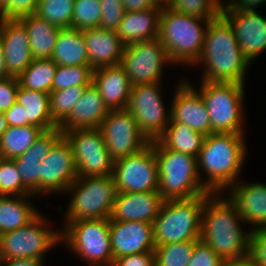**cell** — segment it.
I'll return each instance as SVG.
<instances>
[{
  "mask_svg": "<svg viewBox=\"0 0 266 266\" xmlns=\"http://www.w3.org/2000/svg\"><path fill=\"white\" fill-rule=\"evenodd\" d=\"M205 137L183 123H169L158 140L168 149L197 157Z\"/></svg>",
  "mask_w": 266,
  "mask_h": 266,
  "instance_id": "32",
  "label": "cell"
},
{
  "mask_svg": "<svg viewBox=\"0 0 266 266\" xmlns=\"http://www.w3.org/2000/svg\"><path fill=\"white\" fill-rule=\"evenodd\" d=\"M78 177L74 156L67 138L62 134L40 163V197L65 194Z\"/></svg>",
  "mask_w": 266,
  "mask_h": 266,
  "instance_id": "16",
  "label": "cell"
},
{
  "mask_svg": "<svg viewBox=\"0 0 266 266\" xmlns=\"http://www.w3.org/2000/svg\"><path fill=\"white\" fill-rule=\"evenodd\" d=\"M197 65L204 67L201 81L246 83L251 65L243 56L232 26L222 15L209 22L202 53L193 66Z\"/></svg>",
  "mask_w": 266,
  "mask_h": 266,
  "instance_id": "2",
  "label": "cell"
},
{
  "mask_svg": "<svg viewBox=\"0 0 266 266\" xmlns=\"http://www.w3.org/2000/svg\"><path fill=\"white\" fill-rule=\"evenodd\" d=\"M34 195H0V235L26 226L41 211L33 206Z\"/></svg>",
  "mask_w": 266,
  "mask_h": 266,
  "instance_id": "29",
  "label": "cell"
},
{
  "mask_svg": "<svg viewBox=\"0 0 266 266\" xmlns=\"http://www.w3.org/2000/svg\"><path fill=\"white\" fill-rule=\"evenodd\" d=\"M8 129L7 120L4 112H0V137Z\"/></svg>",
  "mask_w": 266,
  "mask_h": 266,
  "instance_id": "54",
  "label": "cell"
},
{
  "mask_svg": "<svg viewBox=\"0 0 266 266\" xmlns=\"http://www.w3.org/2000/svg\"><path fill=\"white\" fill-rule=\"evenodd\" d=\"M63 134L56 127L43 131L31 147L19 157L13 158L23 185L32 193L40 197V163L49 154L54 142Z\"/></svg>",
  "mask_w": 266,
  "mask_h": 266,
  "instance_id": "23",
  "label": "cell"
},
{
  "mask_svg": "<svg viewBox=\"0 0 266 266\" xmlns=\"http://www.w3.org/2000/svg\"><path fill=\"white\" fill-rule=\"evenodd\" d=\"M99 129L114 161L136 154L150 144L127 109L110 110Z\"/></svg>",
  "mask_w": 266,
  "mask_h": 266,
  "instance_id": "15",
  "label": "cell"
},
{
  "mask_svg": "<svg viewBox=\"0 0 266 266\" xmlns=\"http://www.w3.org/2000/svg\"><path fill=\"white\" fill-rule=\"evenodd\" d=\"M65 193L71 199L63 221L75 222L110 218L117 190L112 175L87 176L77 177Z\"/></svg>",
  "mask_w": 266,
  "mask_h": 266,
  "instance_id": "7",
  "label": "cell"
},
{
  "mask_svg": "<svg viewBox=\"0 0 266 266\" xmlns=\"http://www.w3.org/2000/svg\"><path fill=\"white\" fill-rule=\"evenodd\" d=\"M197 241H181L156 246L155 266H188Z\"/></svg>",
  "mask_w": 266,
  "mask_h": 266,
  "instance_id": "36",
  "label": "cell"
},
{
  "mask_svg": "<svg viewBox=\"0 0 266 266\" xmlns=\"http://www.w3.org/2000/svg\"><path fill=\"white\" fill-rule=\"evenodd\" d=\"M87 86L69 87L52 91L49 94L50 114L53 122L59 126L72 112Z\"/></svg>",
  "mask_w": 266,
  "mask_h": 266,
  "instance_id": "35",
  "label": "cell"
},
{
  "mask_svg": "<svg viewBox=\"0 0 266 266\" xmlns=\"http://www.w3.org/2000/svg\"><path fill=\"white\" fill-rule=\"evenodd\" d=\"M92 83L109 110L127 108L132 84L120 64L95 69Z\"/></svg>",
  "mask_w": 266,
  "mask_h": 266,
  "instance_id": "25",
  "label": "cell"
},
{
  "mask_svg": "<svg viewBox=\"0 0 266 266\" xmlns=\"http://www.w3.org/2000/svg\"><path fill=\"white\" fill-rule=\"evenodd\" d=\"M221 266H251L248 258L236 261H224Z\"/></svg>",
  "mask_w": 266,
  "mask_h": 266,
  "instance_id": "53",
  "label": "cell"
},
{
  "mask_svg": "<svg viewBox=\"0 0 266 266\" xmlns=\"http://www.w3.org/2000/svg\"><path fill=\"white\" fill-rule=\"evenodd\" d=\"M248 259L251 266H266V229L250 231Z\"/></svg>",
  "mask_w": 266,
  "mask_h": 266,
  "instance_id": "43",
  "label": "cell"
},
{
  "mask_svg": "<svg viewBox=\"0 0 266 266\" xmlns=\"http://www.w3.org/2000/svg\"><path fill=\"white\" fill-rule=\"evenodd\" d=\"M100 3L101 21L99 27L115 31L126 12L121 0H100Z\"/></svg>",
  "mask_w": 266,
  "mask_h": 266,
  "instance_id": "42",
  "label": "cell"
},
{
  "mask_svg": "<svg viewBox=\"0 0 266 266\" xmlns=\"http://www.w3.org/2000/svg\"><path fill=\"white\" fill-rule=\"evenodd\" d=\"M89 65L95 70L121 63L125 44L114 30L95 27L83 30Z\"/></svg>",
  "mask_w": 266,
  "mask_h": 266,
  "instance_id": "24",
  "label": "cell"
},
{
  "mask_svg": "<svg viewBox=\"0 0 266 266\" xmlns=\"http://www.w3.org/2000/svg\"><path fill=\"white\" fill-rule=\"evenodd\" d=\"M204 195L191 199L165 200L153 223L156 246L199 240Z\"/></svg>",
  "mask_w": 266,
  "mask_h": 266,
  "instance_id": "8",
  "label": "cell"
},
{
  "mask_svg": "<svg viewBox=\"0 0 266 266\" xmlns=\"http://www.w3.org/2000/svg\"><path fill=\"white\" fill-rule=\"evenodd\" d=\"M112 266H155L154 251L115 258Z\"/></svg>",
  "mask_w": 266,
  "mask_h": 266,
  "instance_id": "47",
  "label": "cell"
},
{
  "mask_svg": "<svg viewBox=\"0 0 266 266\" xmlns=\"http://www.w3.org/2000/svg\"><path fill=\"white\" fill-rule=\"evenodd\" d=\"M175 88L170 102V123H183L205 136L212 134L208 110L195 85L183 76Z\"/></svg>",
  "mask_w": 266,
  "mask_h": 266,
  "instance_id": "18",
  "label": "cell"
},
{
  "mask_svg": "<svg viewBox=\"0 0 266 266\" xmlns=\"http://www.w3.org/2000/svg\"><path fill=\"white\" fill-rule=\"evenodd\" d=\"M25 107L15 102L8 110L4 112L8 126H26L31 125L26 119Z\"/></svg>",
  "mask_w": 266,
  "mask_h": 266,
  "instance_id": "48",
  "label": "cell"
},
{
  "mask_svg": "<svg viewBox=\"0 0 266 266\" xmlns=\"http://www.w3.org/2000/svg\"><path fill=\"white\" fill-rule=\"evenodd\" d=\"M162 5L143 11H126L119 27L117 37L126 45L157 39Z\"/></svg>",
  "mask_w": 266,
  "mask_h": 266,
  "instance_id": "27",
  "label": "cell"
},
{
  "mask_svg": "<svg viewBox=\"0 0 266 266\" xmlns=\"http://www.w3.org/2000/svg\"><path fill=\"white\" fill-rule=\"evenodd\" d=\"M224 0H171L166 6L184 15L213 20L222 13Z\"/></svg>",
  "mask_w": 266,
  "mask_h": 266,
  "instance_id": "38",
  "label": "cell"
},
{
  "mask_svg": "<svg viewBox=\"0 0 266 266\" xmlns=\"http://www.w3.org/2000/svg\"><path fill=\"white\" fill-rule=\"evenodd\" d=\"M94 69L91 66L57 65L52 91L62 90L71 86H88L92 84Z\"/></svg>",
  "mask_w": 266,
  "mask_h": 266,
  "instance_id": "39",
  "label": "cell"
},
{
  "mask_svg": "<svg viewBox=\"0 0 266 266\" xmlns=\"http://www.w3.org/2000/svg\"><path fill=\"white\" fill-rule=\"evenodd\" d=\"M11 77L7 70L3 48H2V36L0 32V80Z\"/></svg>",
  "mask_w": 266,
  "mask_h": 266,
  "instance_id": "52",
  "label": "cell"
},
{
  "mask_svg": "<svg viewBox=\"0 0 266 266\" xmlns=\"http://www.w3.org/2000/svg\"><path fill=\"white\" fill-rule=\"evenodd\" d=\"M19 85L18 77L0 80V112H5L15 104Z\"/></svg>",
  "mask_w": 266,
  "mask_h": 266,
  "instance_id": "46",
  "label": "cell"
},
{
  "mask_svg": "<svg viewBox=\"0 0 266 266\" xmlns=\"http://www.w3.org/2000/svg\"><path fill=\"white\" fill-rule=\"evenodd\" d=\"M224 261L199 239L194 247L188 266H221Z\"/></svg>",
  "mask_w": 266,
  "mask_h": 266,
  "instance_id": "44",
  "label": "cell"
},
{
  "mask_svg": "<svg viewBox=\"0 0 266 266\" xmlns=\"http://www.w3.org/2000/svg\"><path fill=\"white\" fill-rule=\"evenodd\" d=\"M126 11L137 12L155 8L159 3L157 0H121Z\"/></svg>",
  "mask_w": 266,
  "mask_h": 266,
  "instance_id": "50",
  "label": "cell"
},
{
  "mask_svg": "<svg viewBox=\"0 0 266 266\" xmlns=\"http://www.w3.org/2000/svg\"><path fill=\"white\" fill-rule=\"evenodd\" d=\"M74 0H39L35 11L39 17L60 28H71Z\"/></svg>",
  "mask_w": 266,
  "mask_h": 266,
  "instance_id": "37",
  "label": "cell"
},
{
  "mask_svg": "<svg viewBox=\"0 0 266 266\" xmlns=\"http://www.w3.org/2000/svg\"><path fill=\"white\" fill-rule=\"evenodd\" d=\"M8 5V0H0V12Z\"/></svg>",
  "mask_w": 266,
  "mask_h": 266,
  "instance_id": "55",
  "label": "cell"
},
{
  "mask_svg": "<svg viewBox=\"0 0 266 266\" xmlns=\"http://www.w3.org/2000/svg\"><path fill=\"white\" fill-rule=\"evenodd\" d=\"M246 141L245 133H213L205 137L197 167L210 193H224L239 180L248 153Z\"/></svg>",
  "mask_w": 266,
  "mask_h": 266,
  "instance_id": "3",
  "label": "cell"
},
{
  "mask_svg": "<svg viewBox=\"0 0 266 266\" xmlns=\"http://www.w3.org/2000/svg\"><path fill=\"white\" fill-rule=\"evenodd\" d=\"M39 0H8V5L0 12L2 18H19L35 13Z\"/></svg>",
  "mask_w": 266,
  "mask_h": 266,
  "instance_id": "45",
  "label": "cell"
},
{
  "mask_svg": "<svg viewBox=\"0 0 266 266\" xmlns=\"http://www.w3.org/2000/svg\"><path fill=\"white\" fill-rule=\"evenodd\" d=\"M1 266H45L43 260L33 258H12L1 260Z\"/></svg>",
  "mask_w": 266,
  "mask_h": 266,
  "instance_id": "51",
  "label": "cell"
},
{
  "mask_svg": "<svg viewBox=\"0 0 266 266\" xmlns=\"http://www.w3.org/2000/svg\"><path fill=\"white\" fill-rule=\"evenodd\" d=\"M162 83L132 86L126 108L133 114L140 131L150 142L164 133L171 120L170 108H165L162 96Z\"/></svg>",
  "mask_w": 266,
  "mask_h": 266,
  "instance_id": "11",
  "label": "cell"
},
{
  "mask_svg": "<svg viewBox=\"0 0 266 266\" xmlns=\"http://www.w3.org/2000/svg\"><path fill=\"white\" fill-rule=\"evenodd\" d=\"M19 19L25 24L33 59H51L60 28L35 13Z\"/></svg>",
  "mask_w": 266,
  "mask_h": 266,
  "instance_id": "28",
  "label": "cell"
},
{
  "mask_svg": "<svg viewBox=\"0 0 266 266\" xmlns=\"http://www.w3.org/2000/svg\"><path fill=\"white\" fill-rule=\"evenodd\" d=\"M242 224L245 226L239 211L225 193L204 195L200 239L223 261L248 258L250 230L244 231Z\"/></svg>",
  "mask_w": 266,
  "mask_h": 266,
  "instance_id": "1",
  "label": "cell"
},
{
  "mask_svg": "<svg viewBox=\"0 0 266 266\" xmlns=\"http://www.w3.org/2000/svg\"><path fill=\"white\" fill-rule=\"evenodd\" d=\"M238 180L224 193L235 204L245 224L252 229H266V183Z\"/></svg>",
  "mask_w": 266,
  "mask_h": 266,
  "instance_id": "21",
  "label": "cell"
},
{
  "mask_svg": "<svg viewBox=\"0 0 266 266\" xmlns=\"http://www.w3.org/2000/svg\"><path fill=\"white\" fill-rule=\"evenodd\" d=\"M51 59L56 65L90 66L83 31L60 29Z\"/></svg>",
  "mask_w": 266,
  "mask_h": 266,
  "instance_id": "30",
  "label": "cell"
},
{
  "mask_svg": "<svg viewBox=\"0 0 266 266\" xmlns=\"http://www.w3.org/2000/svg\"><path fill=\"white\" fill-rule=\"evenodd\" d=\"M16 102L25 107L26 119L31 125L37 126L43 131L58 127L50 114L49 93L25 89L19 85Z\"/></svg>",
  "mask_w": 266,
  "mask_h": 266,
  "instance_id": "31",
  "label": "cell"
},
{
  "mask_svg": "<svg viewBox=\"0 0 266 266\" xmlns=\"http://www.w3.org/2000/svg\"><path fill=\"white\" fill-rule=\"evenodd\" d=\"M171 0H157V2L163 6L167 5Z\"/></svg>",
  "mask_w": 266,
  "mask_h": 266,
  "instance_id": "56",
  "label": "cell"
},
{
  "mask_svg": "<svg viewBox=\"0 0 266 266\" xmlns=\"http://www.w3.org/2000/svg\"><path fill=\"white\" fill-rule=\"evenodd\" d=\"M109 234L114 259L155 249L152 223L110 219Z\"/></svg>",
  "mask_w": 266,
  "mask_h": 266,
  "instance_id": "19",
  "label": "cell"
},
{
  "mask_svg": "<svg viewBox=\"0 0 266 266\" xmlns=\"http://www.w3.org/2000/svg\"><path fill=\"white\" fill-rule=\"evenodd\" d=\"M0 32L7 70L18 77L33 61L25 24L19 18L0 17Z\"/></svg>",
  "mask_w": 266,
  "mask_h": 266,
  "instance_id": "20",
  "label": "cell"
},
{
  "mask_svg": "<svg viewBox=\"0 0 266 266\" xmlns=\"http://www.w3.org/2000/svg\"><path fill=\"white\" fill-rule=\"evenodd\" d=\"M43 130L34 125L8 126L0 137V157L13 159L26 152Z\"/></svg>",
  "mask_w": 266,
  "mask_h": 266,
  "instance_id": "33",
  "label": "cell"
},
{
  "mask_svg": "<svg viewBox=\"0 0 266 266\" xmlns=\"http://www.w3.org/2000/svg\"><path fill=\"white\" fill-rule=\"evenodd\" d=\"M0 195H32V193L23 185L21 176L17 171L13 159L0 157Z\"/></svg>",
  "mask_w": 266,
  "mask_h": 266,
  "instance_id": "41",
  "label": "cell"
},
{
  "mask_svg": "<svg viewBox=\"0 0 266 266\" xmlns=\"http://www.w3.org/2000/svg\"><path fill=\"white\" fill-rule=\"evenodd\" d=\"M117 193L158 191L159 176L154 145L114 161L112 174Z\"/></svg>",
  "mask_w": 266,
  "mask_h": 266,
  "instance_id": "14",
  "label": "cell"
},
{
  "mask_svg": "<svg viewBox=\"0 0 266 266\" xmlns=\"http://www.w3.org/2000/svg\"><path fill=\"white\" fill-rule=\"evenodd\" d=\"M196 90L208 110L212 134L245 133V84L200 81Z\"/></svg>",
  "mask_w": 266,
  "mask_h": 266,
  "instance_id": "6",
  "label": "cell"
},
{
  "mask_svg": "<svg viewBox=\"0 0 266 266\" xmlns=\"http://www.w3.org/2000/svg\"><path fill=\"white\" fill-rule=\"evenodd\" d=\"M57 65L52 59H33L32 63L19 76L21 87L30 90L52 92V84Z\"/></svg>",
  "mask_w": 266,
  "mask_h": 266,
  "instance_id": "34",
  "label": "cell"
},
{
  "mask_svg": "<svg viewBox=\"0 0 266 266\" xmlns=\"http://www.w3.org/2000/svg\"><path fill=\"white\" fill-rule=\"evenodd\" d=\"M63 135L71 146L78 177L113 174L114 160L99 128L74 129Z\"/></svg>",
  "mask_w": 266,
  "mask_h": 266,
  "instance_id": "13",
  "label": "cell"
},
{
  "mask_svg": "<svg viewBox=\"0 0 266 266\" xmlns=\"http://www.w3.org/2000/svg\"><path fill=\"white\" fill-rule=\"evenodd\" d=\"M258 11L222 9L221 13L232 26L243 56L250 65L266 52V17Z\"/></svg>",
  "mask_w": 266,
  "mask_h": 266,
  "instance_id": "17",
  "label": "cell"
},
{
  "mask_svg": "<svg viewBox=\"0 0 266 266\" xmlns=\"http://www.w3.org/2000/svg\"><path fill=\"white\" fill-rule=\"evenodd\" d=\"M169 64L173 63L158 38L126 45L120 63L132 86L162 82Z\"/></svg>",
  "mask_w": 266,
  "mask_h": 266,
  "instance_id": "12",
  "label": "cell"
},
{
  "mask_svg": "<svg viewBox=\"0 0 266 266\" xmlns=\"http://www.w3.org/2000/svg\"><path fill=\"white\" fill-rule=\"evenodd\" d=\"M151 143L157 162L158 192L164 200L191 199L210 193L199 177L196 156L168 149L158 139Z\"/></svg>",
  "mask_w": 266,
  "mask_h": 266,
  "instance_id": "5",
  "label": "cell"
},
{
  "mask_svg": "<svg viewBox=\"0 0 266 266\" xmlns=\"http://www.w3.org/2000/svg\"><path fill=\"white\" fill-rule=\"evenodd\" d=\"M263 4H266V0H224L222 9L257 11Z\"/></svg>",
  "mask_w": 266,
  "mask_h": 266,
  "instance_id": "49",
  "label": "cell"
},
{
  "mask_svg": "<svg viewBox=\"0 0 266 266\" xmlns=\"http://www.w3.org/2000/svg\"><path fill=\"white\" fill-rule=\"evenodd\" d=\"M209 22L210 19L184 15L162 5L158 39L173 65L193 67L202 53Z\"/></svg>",
  "mask_w": 266,
  "mask_h": 266,
  "instance_id": "4",
  "label": "cell"
},
{
  "mask_svg": "<svg viewBox=\"0 0 266 266\" xmlns=\"http://www.w3.org/2000/svg\"><path fill=\"white\" fill-rule=\"evenodd\" d=\"M41 212L26 226L0 235V259L43 260L47 252L61 244V230L52 229ZM49 224V225H48Z\"/></svg>",
  "mask_w": 266,
  "mask_h": 266,
  "instance_id": "10",
  "label": "cell"
},
{
  "mask_svg": "<svg viewBox=\"0 0 266 266\" xmlns=\"http://www.w3.org/2000/svg\"><path fill=\"white\" fill-rule=\"evenodd\" d=\"M100 0H74L71 28L80 31L100 26Z\"/></svg>",
  "mask_w": 266,
  "mask_h": 266,
  "instance_id": "40",
  "label": "cell"
},
{
  "mask_svg": "<svg viewBox=\"0 0 266 266\" xmlns=\"http://www.w3.org/2000/svg\"><path fill=\"white\" fill-rule=\"evenodd\" d=\"M109 111L98 89L92 83L86 87L70 115L58 127L62 132L99 128Z\"/></svg>",
  "mask_w": 266,
  "mask_h": 266,
  "instance_id": "26",
  "label": "cell"
},
{
  "mask_svg": "<svg viewBox=\"0 0 266 266\" xmlns=\"http://www.w3.org/2000/svg\"><path fill=\"white\" fill-rule=\"evenodd\" d=\"M164 201L158 191L117 193L110 219L153 224Z\"/></svg>",
  "mask_w": 266,
  "mask_h": 266,
  "instance_id": "22",
  "label": "cell"
},
{
  "mask_svg": "<svg viewBox=\"0 0 266 266\" xmlns=\"http://www.w3.org/2000/svg\"><path fill=\"white\" fill-rule=\"evenodd\" d=\"M61 243L89 266H112L110 218L63 222Z\"/></svg>",
  "mask_w": 266,
  "mask_h": 266,
  "instance_id": "9",
  "label": "cell"
}]
</instances>
